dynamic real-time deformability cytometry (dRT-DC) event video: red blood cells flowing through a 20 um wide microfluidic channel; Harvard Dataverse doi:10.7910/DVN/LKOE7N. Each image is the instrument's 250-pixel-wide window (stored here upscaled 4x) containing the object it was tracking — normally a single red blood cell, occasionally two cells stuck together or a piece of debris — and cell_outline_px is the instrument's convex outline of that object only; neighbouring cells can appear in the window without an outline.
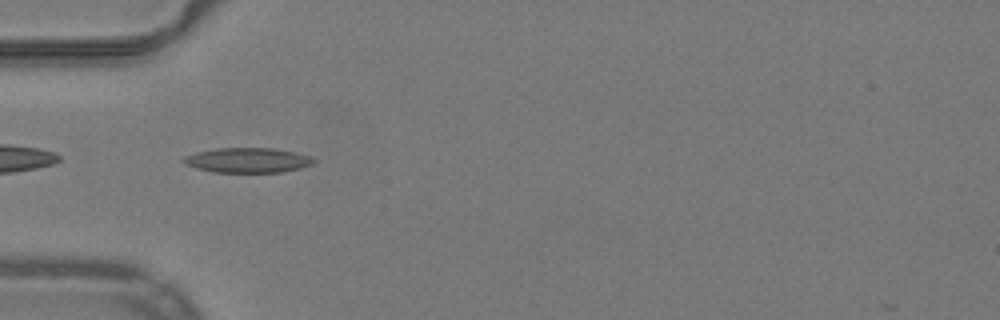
{"species": "common noctule bat (a hibernating species)", "species_latin": "Nyctalus noctula", "temperature_condition": "warm", "stored_images_in_passage": 36, "camera_frame_rate_fps": 3000, "um_per_image_px": 0.085, "animal": {"sex": "male", "body_mass_g": 19.2, "forearm_length_mm": 51.8}, "frame": {"image": 1, "passage_image": 1, "time_ms": 0.0, "image_size_px": [1000, 320], "cell_outline_px": [[316, 160], [312, 164], [300, 168], [280, 172], [216, 172], [196, 168], [184, 164], [180, 160], [184, 156], [196, 152], [216, 148], [272, 148], [312, 156]], "centroid_in_image_um": [21.01, 13.61], "position_along_channel_um": 64.0, "area_um2": 18.84}}
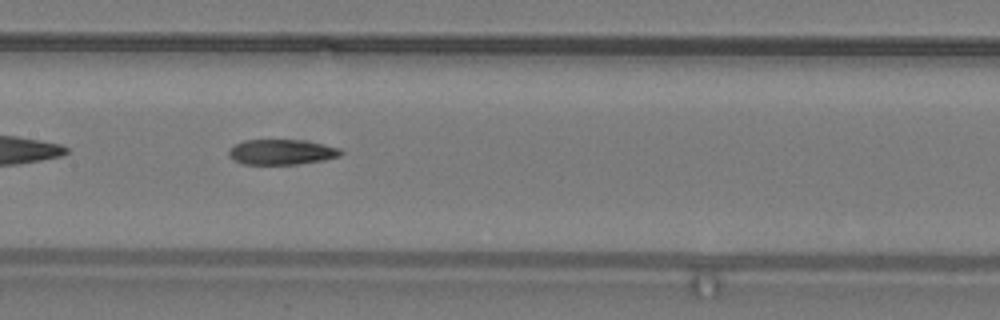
{"frame": {"image": 2, "passage_image": 10, "time_ms": 3.0, "image_size_px": [1000, 320], "cell_outline_px": [[344, 152], [340, 156], [324, 160], [296, 164], [244, 164], [228, 156], [228, 148], [244, 140], [304, 140], [324, 144], [340, 148]], "centroid_in_image_um": [23.95, 12.91], "position_along_channel_um": 183.4, "area_um2": 16.53}}
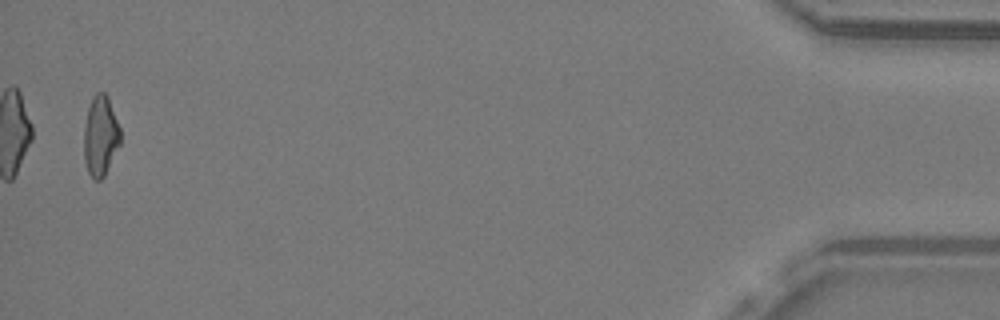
{"frame": {"image": 3, "passage_image": 35, "time_ms": 11.333, "image_size_px": [1000, 320], "cell_outline_px": [[120, 144], [104, 176], [100, 180], [96, 180], [88, 172], [84, 160], [84, 128], [88, 108], [92, 96], [96, 92], [104, 92], [108, 96], [120, 128]], "centroid_in_image_um": [8.54, 11.53], "position_along_channel_um": 426.7, "area_um2": 16.99}, "authors_computed_cell_mechanics": {"area_um2": 17.2822, "velocity_mm_per_s": 4.0001, "shape_relaxation_time_tau1_ms": null, "shape_relaxation_time_tau2_ms": 4.7017, "deformation_change_tau1": null, "deformation_change_tau2": 0.1362}}